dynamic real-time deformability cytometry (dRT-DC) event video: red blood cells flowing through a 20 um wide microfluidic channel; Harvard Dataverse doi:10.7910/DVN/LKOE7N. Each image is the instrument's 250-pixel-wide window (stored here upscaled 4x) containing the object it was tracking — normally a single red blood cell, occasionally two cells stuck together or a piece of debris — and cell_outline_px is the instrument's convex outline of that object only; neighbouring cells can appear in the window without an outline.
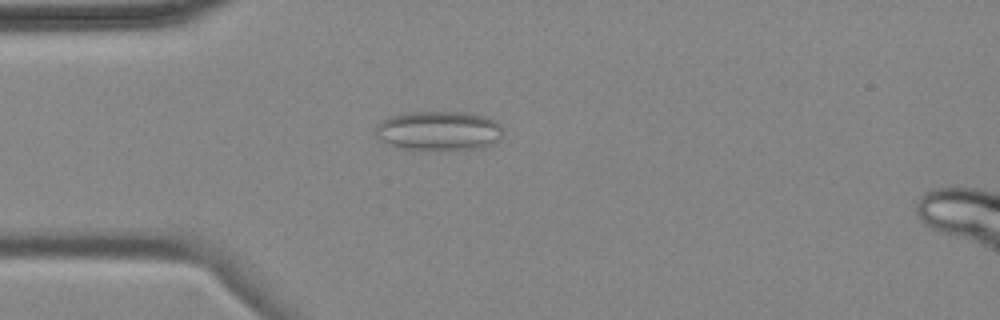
{"species": "common noctule bat (a hibernating species)", "species_latin": "Nyctalus noctula", "temperature_condition": "cold", "stored_images_in_passage": 4, "camera_frame_rate_fps": 3000, "um_per_image_px": 0.085, "animal": {"sex": "female", "body_mass_g": 18.4}, "frame": {"image": 1, "passage_image": 4, "time_ms": 4.333, "image_size_px": [1000, 320], "cell_outline_px": [[500, 140], [484, 148], [464, 152], [440, 152], [400, 148], [388, 144], [380, 140], [376, 136], [376, 124], [380, 120], [388, 116], [404, 112], [468, 112], [488, 116], [496, 120], [500, 124]], "centroid_in_image_um": [37.31, 11.16], "position_along_channel_um": 47.7, "area_um2": 30.75}}